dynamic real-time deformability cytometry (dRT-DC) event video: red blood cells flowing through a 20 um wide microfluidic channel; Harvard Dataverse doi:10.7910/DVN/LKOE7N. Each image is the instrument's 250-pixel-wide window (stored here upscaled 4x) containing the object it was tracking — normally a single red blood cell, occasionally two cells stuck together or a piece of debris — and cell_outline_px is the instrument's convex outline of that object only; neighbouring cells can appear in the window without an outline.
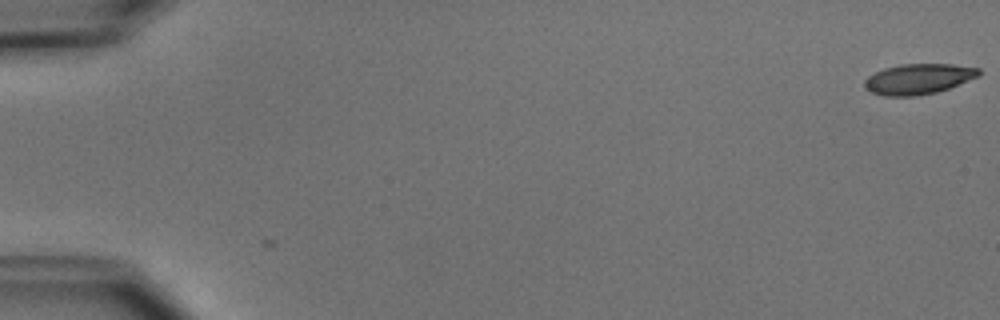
{"species": "common noctule bat (a hibernating species)", "species_latin": "Nyctalus noctula", "temperature_condition": "cold", "stored_images_in_passage": 4, "camera_frame_rate_fps": 3000, "um_per_image_px": 0.085, "animal": {"sex": "male", "body_mass_g": 15.6}, "frame": {"image": 1, "passage_image": 1, "time_ms": 0.0, "image_size_px": [1000, 320], "cell_outline_px": [[980, 76], [948, 88], [936, 92], [916, 96], [884, 96], [872, 92], [864, 88], [864, 80], [868, 76], [884, 68], [900, 64], [952, 64], [980, 68]], "centroid_in_image_um": [78.06, 6.71], "position_along_channel_um": 6.9, "area_um2": 20.29}}
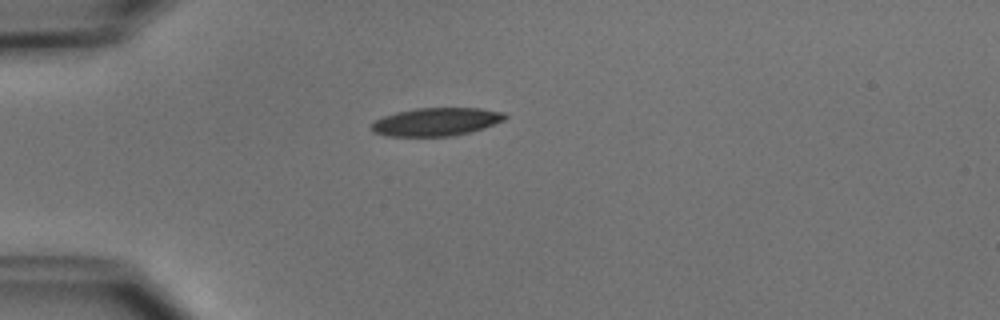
{"frame": {"image": 2, "passage_image": 4, "time_ms": 4.667, "image_size_px": [1000, 320], "cell_outline_px": [[508, 116], [504, 120], [484, 128], [452, 136], [388, 136], [372, 132], [372, 124], [376, 120], [384, 116], [396, 112], [416, 108], [480, 108], [504, 112]], "centroid_in_image_um": [37.09, 10.35], "position_along_channel_um": 47.9, "area_um2": 21.79}}